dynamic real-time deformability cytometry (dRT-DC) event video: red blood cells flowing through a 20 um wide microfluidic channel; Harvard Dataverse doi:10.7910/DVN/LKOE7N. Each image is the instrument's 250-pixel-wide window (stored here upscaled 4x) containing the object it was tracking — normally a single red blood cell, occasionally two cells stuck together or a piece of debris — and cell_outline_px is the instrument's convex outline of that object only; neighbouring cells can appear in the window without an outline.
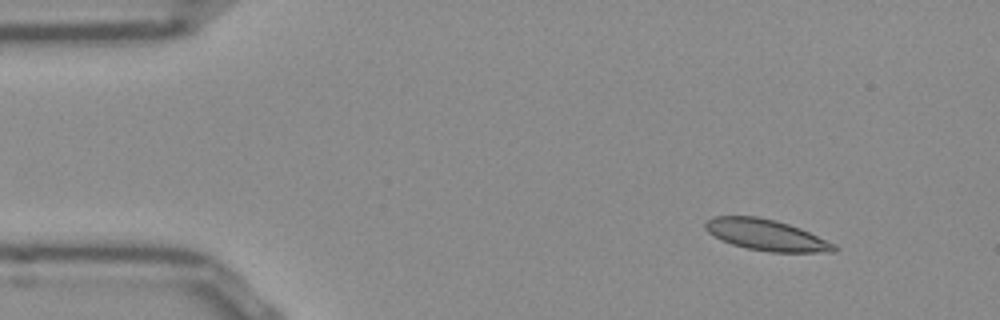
{"species": "Egyptian fruit bat (a non-hibernating species)", "species_latin": "Rousettus aegyptiacus", "temperature_condition": "room temperature", "stored_images_in_passage": 47, "camera_frame_rate_fps": 3000, "um_per_image_px": 0.085, "frame": {"image": 1, "passage_image": 1, "time_ms": 0.0, "image_size_px": [1000, 320], "cell_outline_px": [[840, 248], [836, 252], [772, 252], [748, 248], [732, 244], [720, 240], [708, 232], [704, 228], [704, 224], [708, 220], [716, 216], [756, 216], [776, 220], [800, 228], [836, 244]], "centroid_in_image_um": [65.16, 19.98], "position_along_channel_um": 19.8, "area_um2": 23.35}}
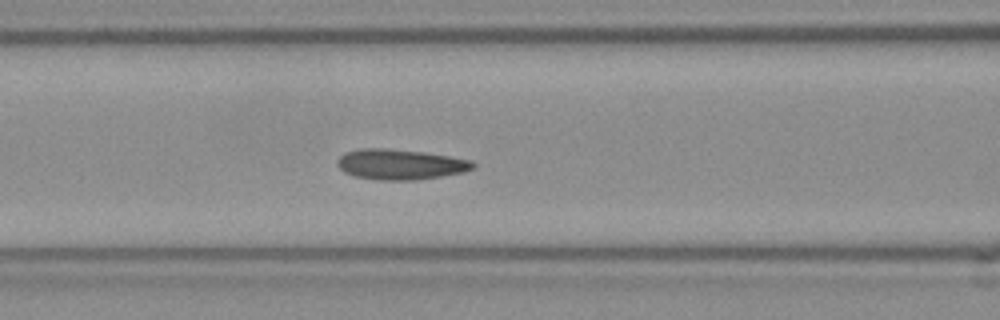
{"frame": {"image": 2, "passage_image": 16, "time_ms": 5.0, "image_size_px": [1000, 320], "cell_outline_px": [[476, 168], [464, 172], [416, 180], [380, 180], [356, 176], [344, 172], [336, 164], [336, 160], [344, 152], [360, 148], [388, 148], [424, 152], [472, 160], [476, 164]], "centroid_in_image_um": [34.02, 13.96], "position_along_channel_um": 132.6, "area_um2": 24.16}}
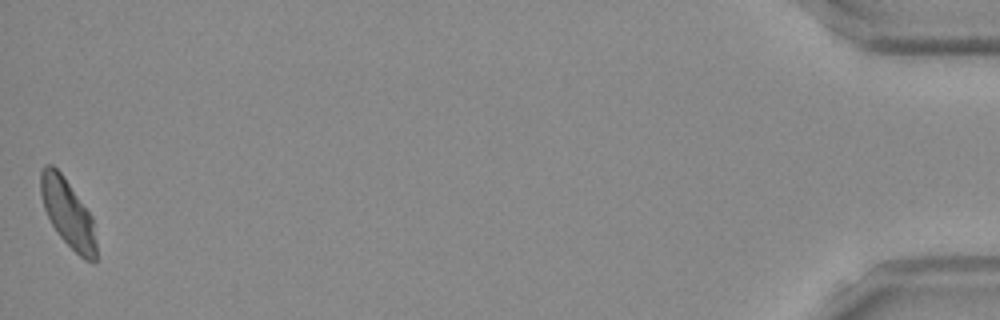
{"frame": {"image": 3, "passage_image": 47, "time_ms": 15.333, "image_size_px": [1000, 320], "cell_outline_px": [[96, 264], [92, 264], [84, 260], [60, 236], [52, 224], [44, 208], [40, 192], [40, 172], [44, 164], [52, 164], [64, 176], [92, 216], [96, 244]], "centroid_in_image_um": [5.77, 18.11], "position_along_channel_um": 429.4, "area_um2": 21.96}, "authors_computed_cell_mechanics": {"area_um2": 23.1778, "velocity_mm_per_s": 3.8448, "shape_relaxation_time_tau1_ms": null, "shape_relaxation_time_tau2_ms": 2.5055, "deformation_change_tau1": null, "deformation_change_tau2": 0.0789}}